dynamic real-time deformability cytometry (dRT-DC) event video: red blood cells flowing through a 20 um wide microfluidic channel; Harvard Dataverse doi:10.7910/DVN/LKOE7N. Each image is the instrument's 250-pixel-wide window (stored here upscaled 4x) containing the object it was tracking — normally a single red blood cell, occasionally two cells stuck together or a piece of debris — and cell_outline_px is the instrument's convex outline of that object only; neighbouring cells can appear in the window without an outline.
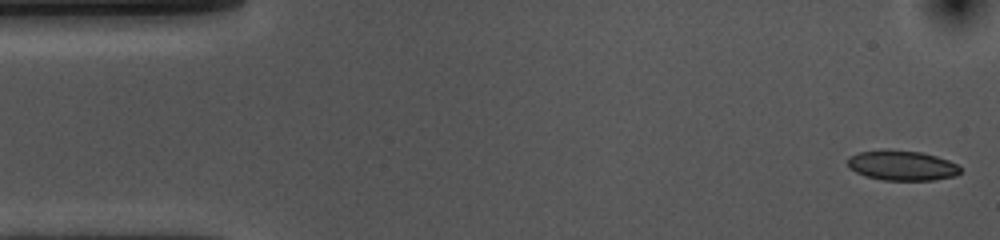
{"species": "common noctule bat (a hibernating species)", "species_latin": "Nyctalus noctula", "temperature_condition": "cold", "stored_images_in_passage": 13, "camera_frame_rate_fps": 3000, "um_per_image_px": 0.085, "animal": {"sex": "female", "body_mass_g": 10.0, "forearm_length_mm": 53.1}, "frame": {"image": 1, "passage_image": 1, "time_ms": 0.0, "image_size_px": [1000, 240], "cell_outline_px": [[960, 172], [956, 176], [936, 180], [880, 180], [864, 176], [848, 168], [848, 156], [860, 152], [920, 152], [936, 156], [948, 160], [956, 164], [960, 168]], "centroid_in_image_um": [76.68, 14.12], "position_along_channel_um": 8.3, "area_um2": 19.13}}